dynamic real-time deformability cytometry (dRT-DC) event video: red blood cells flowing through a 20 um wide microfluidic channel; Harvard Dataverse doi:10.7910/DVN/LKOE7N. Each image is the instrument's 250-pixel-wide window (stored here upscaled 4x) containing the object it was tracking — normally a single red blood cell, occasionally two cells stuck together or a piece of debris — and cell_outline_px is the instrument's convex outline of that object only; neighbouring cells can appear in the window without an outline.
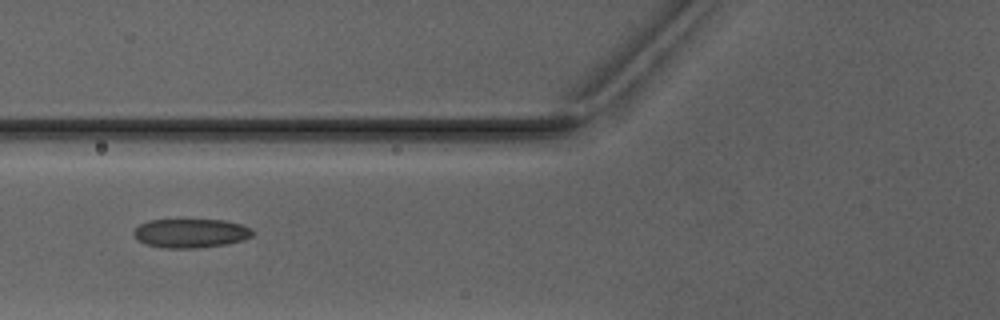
{"species": "Egyptian fruit bat (a non-hibernating species)", "species_latin": "Rousettus aegyptiacus", "temperature_condition": "warm", "stored_images_in_passage": 7, "camera_frame_rate_fps": 3000, "um_per_image_px": 0.085, "animal": {"sex": "male"}, "frame": {"image": 1, "passage_image": 6, "time_ms": 6.0, "image_size_px": [1000, 320], "cell_outline_px": [[252, 236], [244, 240], [224, 244], [196, 248], [160, 248], [144, 244], [132, 232], [140, 224], [148, 220], [224, 220], [240, 224], [252, 228]], "centroid_in_image_um": [16.2, 19.82], "position_along_channel_um": 109.6, "area_um2": 20.0}}
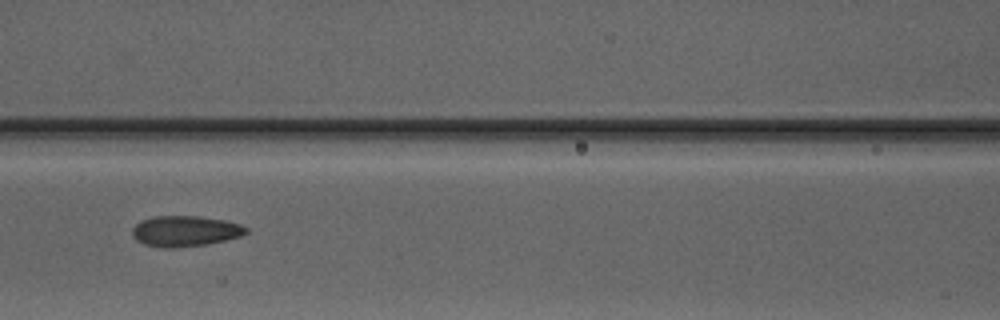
{"frame": {"image": 2, "passage_image": 7, "time_ms": 7.0, "image_size_px": [1000, 320], "cell_outline_px": [[248, 232], [240, 236], [208, 244], [168, 248], [164, 248], [144, 244], [136, 240], [132, 236], [132, 228], [140, 220], [152, 216], [200, 216], [224, 220], [240, 224], [248, 228]], "centroid_in_image_um": [15.71, 19.63], "position_along_channel_um": 150.9, "area_um2": 20.4}}